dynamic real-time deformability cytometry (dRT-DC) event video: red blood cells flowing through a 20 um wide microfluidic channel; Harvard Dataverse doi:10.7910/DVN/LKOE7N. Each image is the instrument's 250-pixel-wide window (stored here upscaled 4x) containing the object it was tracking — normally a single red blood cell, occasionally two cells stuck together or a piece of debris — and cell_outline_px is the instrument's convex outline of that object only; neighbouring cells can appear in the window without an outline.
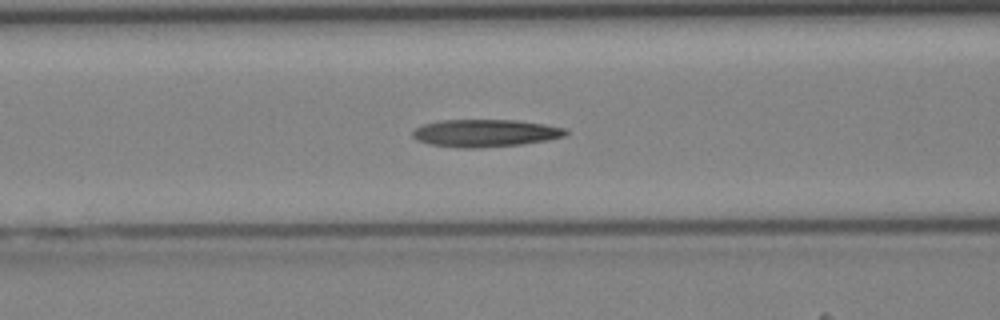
{"species": "Egyptian fruit bat (a non-hibernating species)", "species_latin": "Rousettus aegyptiacus", "temperature_condition": "cold", "stored_images_in_passage": 39, "camera_frame_rate_fps": 3000, "um_per_image_px": 0.085, "animal": {"sex": "female"}, "frame": {"image": 1, "passage_image": 13, "time_ms": 4.0, "image_size_px": [1000, 320], "cell_outline_px": [[568, 132], [564, 136], [548, 140], [520, 144], [476, 148], [464, 148], [432, 144], [416, 140], [412, 136], [412, 132], [420, 124], [440, 120], [516, 120], [544, 124], [564, 128]], "centroid_in_image_um": [41.21, 11.3], "position_along_channel_um": 125.4, "area_um2": 24.39}}
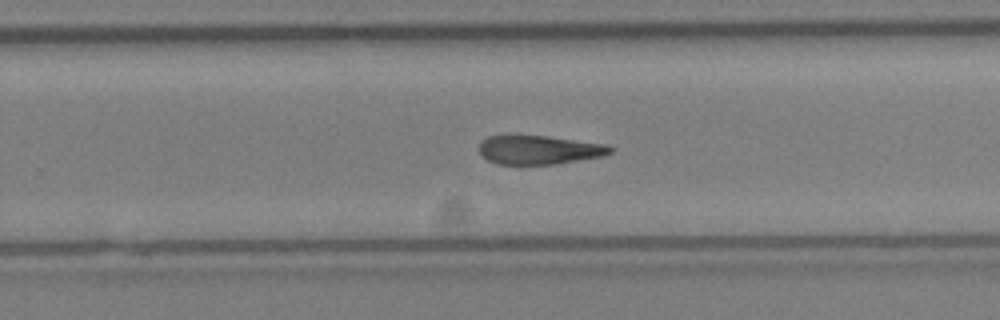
{"frame": {"image": 2, "passage_image": 23, "time_ms": 7.333, "image_size_px": [1000, 320], "cell_outline_px": [[616, 148], [612, 152], [604, 156], [556, 164], [496, 164], [480, 156], [480, 140], [488, 136], [508, 132], [548, 136], [608, 144]], "centroid_in_image_um": [45.79, 12.69], "position_along_channel_um": 284.0, "area_um2": 23.12}}
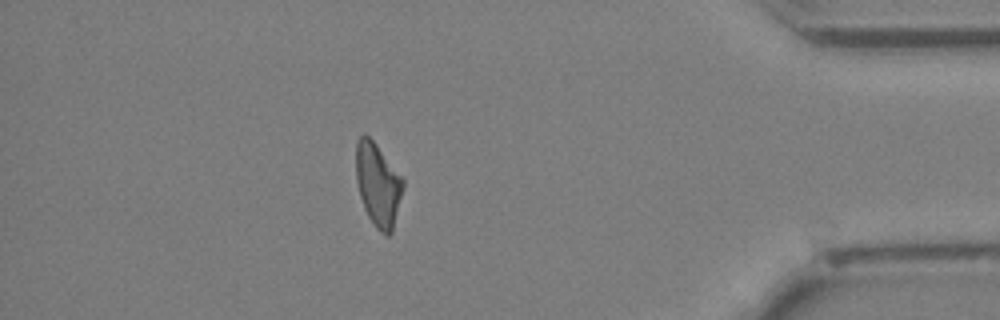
{"frame": {"image": 3, "passage_image": 33, "time_ms": 10.667, "image_size_px": [1000, 320], "cell_outline_px": [[404, 188], [392, 232], [388, 236], [380, 232], [376, 228], [368, 216], [364, 208], [360, 196], [356, 180], [356, 140], [364, 132], [376, 144], [404, 180]], "centroid_in_image_um": [32.12, 15.7], "position_along_channel_um": 403.1, "area_um2": 22.77}}